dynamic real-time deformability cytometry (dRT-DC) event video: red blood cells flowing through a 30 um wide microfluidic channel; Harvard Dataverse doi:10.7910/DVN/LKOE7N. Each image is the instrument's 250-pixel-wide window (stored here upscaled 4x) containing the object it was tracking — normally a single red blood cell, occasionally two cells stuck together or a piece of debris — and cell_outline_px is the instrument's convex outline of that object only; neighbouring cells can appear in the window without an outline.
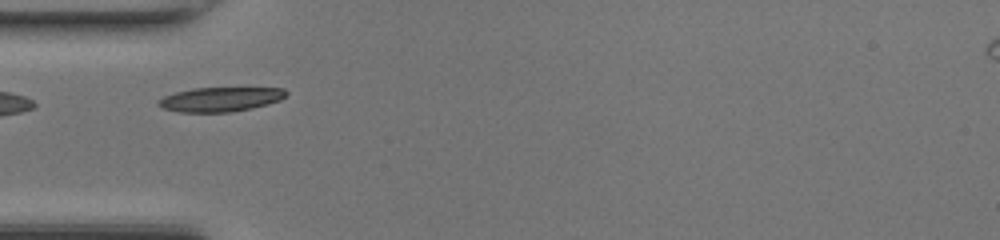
{"species": "common noctule bat (a hibernating species)", "species_latin": "Nyctalus noctula", "temperature_condition": "room temperature", "stored_images_in_passage": 34, "camera_frame_rate_fps": 3000, "um_per_image_px": 0.085, "animal": {"sex": "female", "body_mass_g": 17.0, "forearm_length_mm": 48.0}, "frame": {"image": 1, "passage_image": 1, "time_ms": 0.0, "image_size_px": [1000, 240], "cell_outline_px": [[288, 92], [280, 100], [268, 104], [252, 108], [232, 112], [180, 112], [164, 108], [156, 104], [156, 100], [164, 96], [176, 92], [192, 88], [284, 88]], "centroid_in_image_um": [18.71, 8.44], "position_along_channel_um": 66.3, "area_um2": 18.15}}
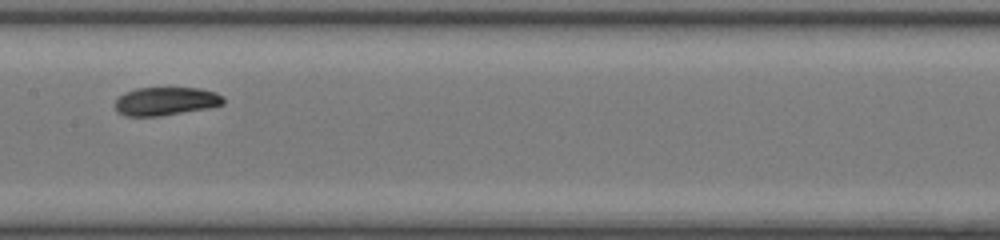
{"frame": {"image": 2, "passage_image": 10, "time_ms": 3.0, "image_size_px": [1000, 240], "cell_outline_px": [[224, 104], [212, 108], [160, 116], [124, 116], [116, 112], [112, 104], [124, 92], [136, 88], [200, 88], [216, 92], [224, 96]], "centroid_in_image_um": [14.08, 8.61], "position_along_channel_um": 193.3, "area_um2": 18.32}}
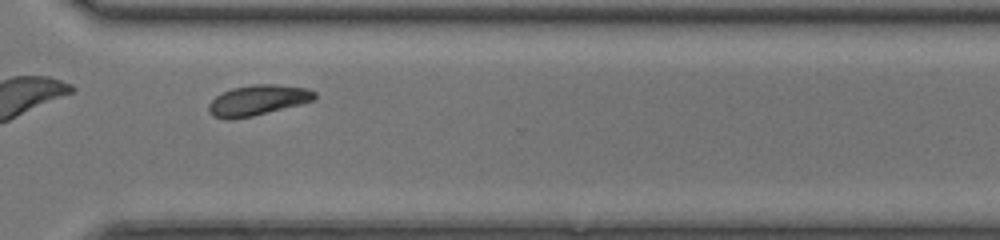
{"frame": {"image": 3, "passage_image": 21, "time_ms": 6.667, "image_size_px": [1000, 240], "cell_outline_px": [[316, 100], [252, 116], [232, 120], [224, 120], [212, 116], [208, 112], [208, 104], [216, 96], [232, 88], [252, 84], [272, 84], [308, 88], [316, 92]], "centroid_in_image_um": [21.89, 8.53], "position_along_channel_um": 348.7, "area_um2": 18.9}, "authors_computed_cell_mechanics": {"area_um2": 18.207, "velocity_mm_per_s": 4.2378, "shape_relaxation_time_tau1_ms": 1.7052, "shape_relaxation_time_tau2_ms": 2.1162, "deformation_change_tau1": 0.0847, "deformation_change_tau2": 0.0596}}